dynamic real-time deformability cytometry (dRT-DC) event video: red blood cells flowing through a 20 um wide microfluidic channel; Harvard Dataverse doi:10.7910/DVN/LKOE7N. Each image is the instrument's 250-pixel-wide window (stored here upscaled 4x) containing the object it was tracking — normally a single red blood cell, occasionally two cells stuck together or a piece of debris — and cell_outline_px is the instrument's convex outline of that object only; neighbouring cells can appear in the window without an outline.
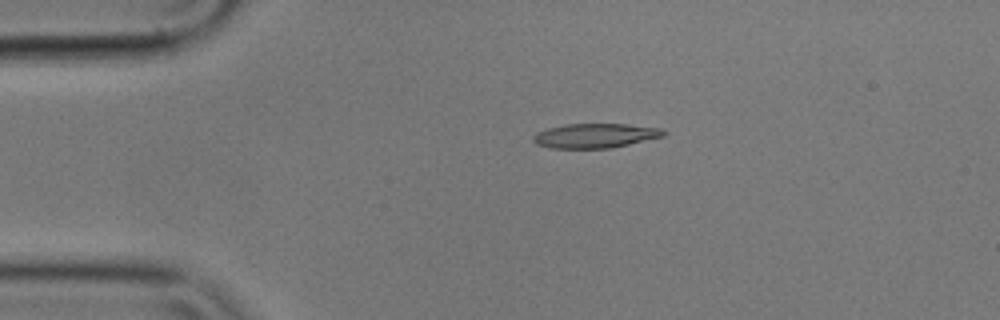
{"species": "common noctule bat (a hibernating species)", "species_latin": "Nyctalus noctula", "temperature_condition": "cold", "stored_images_in_passage": 45, "camera_frame_rate_fps": 3000, "um_per_image_px": 0.085, "animal": {"sex": "male", "body_mass_g": 17.9}, "frame": {"image": 1, "passage_image": 1, "time_ms": 0.0, "image_size_px": [1000, 320], "cell_outline_px": [[668, 132], [664, 136], [628, 144], [608, 148], [548, 148], [536, 144], [532, 140], [532, 136], [536, 132], [548, 128], [564, 124], [628, 124], [660, 128]], "centroid_in_image_um": [50.55, 11.53], "position_along_channel_um": 34.4, "area_um2": 18.61}}
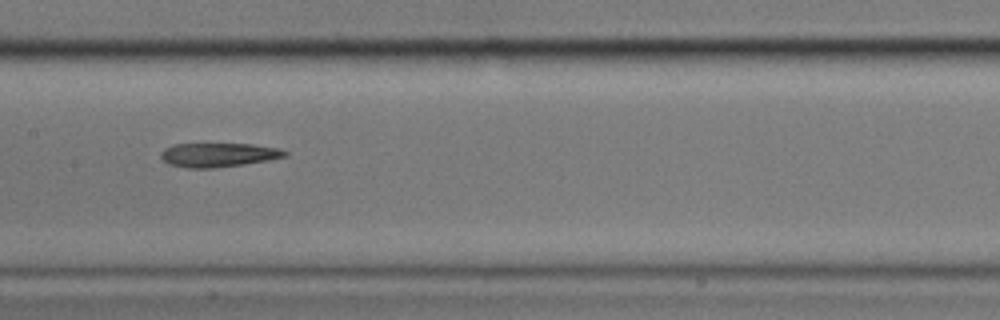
{"frame": {"image": 2, "passage_image": 17, "time_ms": 5.333, "image_size_px": [1000, 320], "cell_outline_px": [[288, 156], [268, 160], [244, 164], [212, 168], [188, 168], [168, 164], [160, 156], [160, 152], [164, 148], [172, 144], [252, 144], [280, 148], [288, 152]], "centroid_in_image_um": [18.56, 13.16], "position_along_channel_um": 188.8, "area_um2": 17.46}}
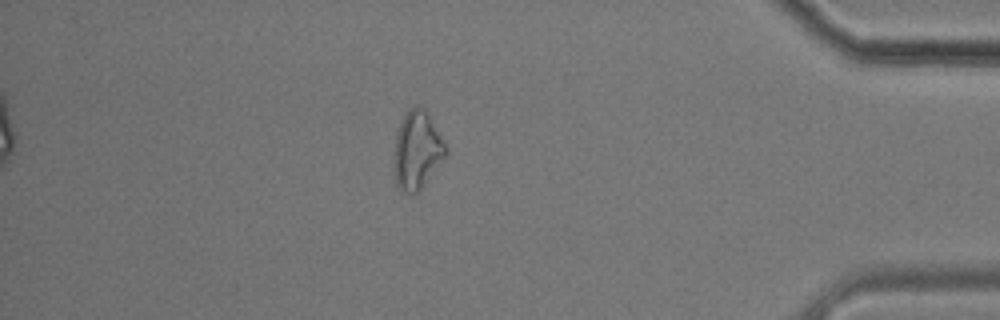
{"frame": {"image": 3, "passage_image": 38, "time_ms": 12.333, "image_size_px": [1000, 320], "cell_outline_px": [[448, 152], [424, 184], [412, 196], [400, 188], [396, 184], [392, 164], [392, 160], [396, 136], [400, 124], [408, 108], [416, 104], [424, 108], [448, 148]], "centroid_in_image_um": [35.42, 12.76], "position_along_channel_um": 399.8, "area_um2": 23.47}}